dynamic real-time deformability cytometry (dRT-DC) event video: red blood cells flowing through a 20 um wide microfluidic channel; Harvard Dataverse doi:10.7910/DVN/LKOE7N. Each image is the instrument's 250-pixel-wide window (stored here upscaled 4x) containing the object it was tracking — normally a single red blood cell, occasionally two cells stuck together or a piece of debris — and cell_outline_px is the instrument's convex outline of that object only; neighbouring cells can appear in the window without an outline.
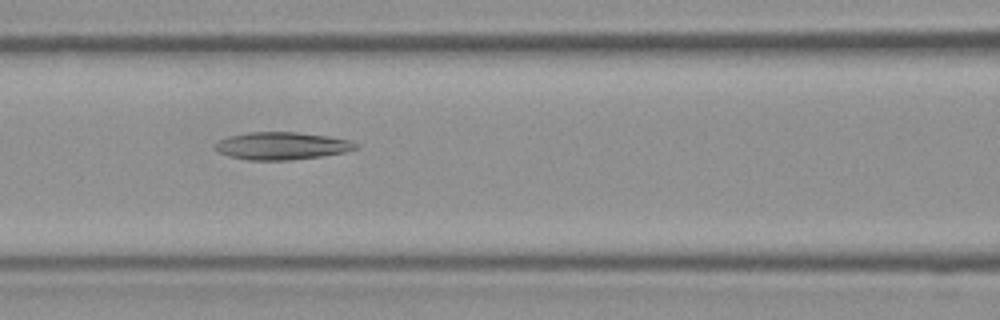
{"species": "Egyptian fruit bat (a non-hibernating species)", "species_latin": "Rousettus aegyptiacus", "temperature_condition": "room temperature", "stored_images_in_passage": 30, "camera_frame_rate_fps": 3000, "um_per_image_px": 0.085, "frame": {"image": 1, "passage_image": 8, "time_ms": 2.333, "image_size_px": [1000, 320], "cell_outline_px": [[360, 148], [344, 152], [324, 156], [288, 160], [248, 160], [228, 156], [220, 152], [216, 148], [216, 144], [220, 140], [228, 136], [248, 132], [296, 132], [328, 136], [352, 140], [360, 144]], "centroid_in_image_um": [24.03, 12.39], "position_along_channel_um": 142.6, "area_um2": 22.66}}
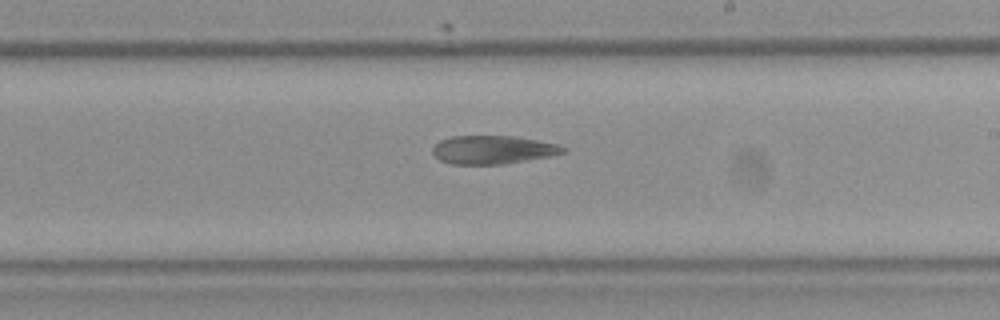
{"frame": {"image": 2, "passage_image": 14, "time_ms": 4.333, "image_size_px": [1000, 320], "cell_outline_px": [[568, 148], [564, 152], [552, 156], [504, 164], [452, 164], [440, 160], [432, 152], [432, 148], [440, 140], [452, 136], [516, 136], [556, 144]], "centroid_in_image_um": [41.9, 12.73], "position_along_channel_um": 247.1, "area_um2": 21.56}}
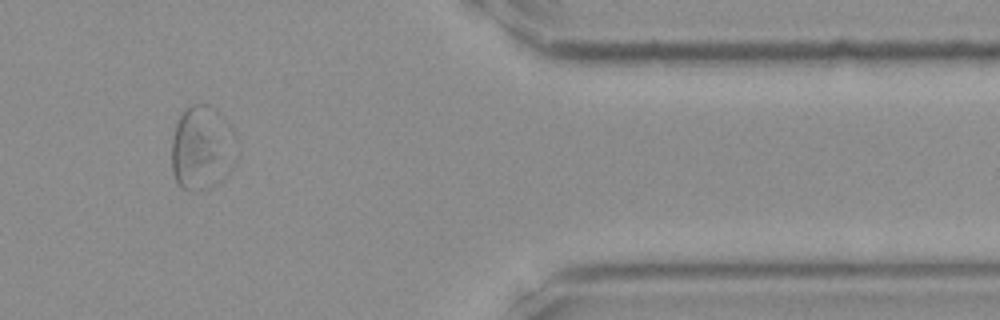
{"frame": {"image": 3, "passage_image": 24, "time_ms": 7.667, "image_size_px": [1000, 320], "cell_outline_px": [[240, 152], [232, 168], [212, 188], [192, 192], [180, 188], [176, 184], [172, 172], [172, 140], [176, 124], [180, 116], [188, 104], [208, 104], [216, 108], [232, 124], [236, 132], [240, 144]], "centroid_in_image_um": [17.25, 12.56], "position_along_channel_um": 394.2, "area_um2": 33.52}}